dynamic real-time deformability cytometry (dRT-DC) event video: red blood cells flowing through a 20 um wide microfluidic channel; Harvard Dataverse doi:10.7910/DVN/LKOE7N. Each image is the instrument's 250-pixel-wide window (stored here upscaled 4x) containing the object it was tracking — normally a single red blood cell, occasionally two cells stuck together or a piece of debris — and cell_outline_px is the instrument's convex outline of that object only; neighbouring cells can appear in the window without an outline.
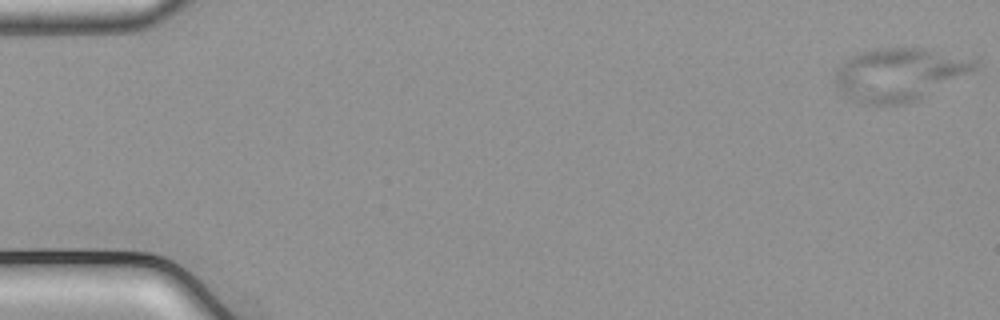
{"species": "common noctule bat (a hibernating species)", "species_latin": "Nyctalus noctula", "temperature_condition": "cold", "stored_images_in_passage": 54, "camera_frame_rate_fps": 3000, "um_per_image_px": 0.085, "animal": {"sex": "male", "body_mass_g": 21.5, "forearm_length_mm": 52.0}, "frame": {"image": 1, "passage_image": 1, "time_ms": 0.0, "image_size_px": [1000, 320], "cell_outline_px": [[980, 68], [916, 100], [904, 104], [868, 104], [852, 100], [836, 84], [836, 72], [844, 60], [856, 52], [876, 48], [924, 48], [976, 60]], "centroid_in_image_um": [76.44, 6.3], "position_along_channel_um": 8.6, "area_um2": 42.48}}
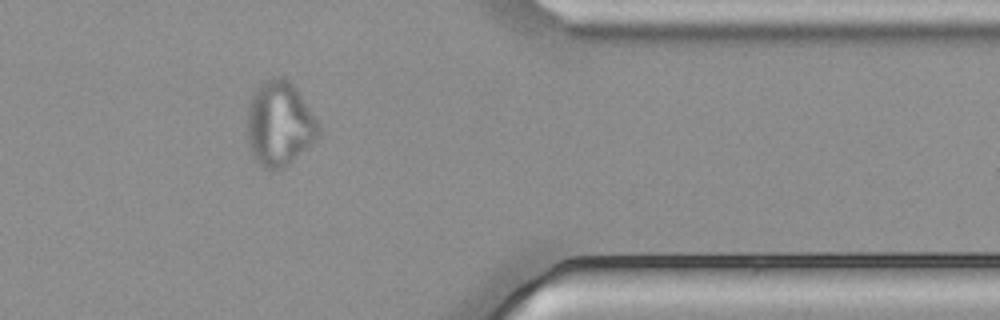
{"frame": {"image": 2, "passage_image": 44, "time_ms": 14.333, "image_size_px": [1000, 320], "cell_outline_px": [[320, 132], [316, 140], [280, 172], [272, 172], [264, 168], [252, 156], [248, 144], [248, 104], [256, 88], [260, 84], [272, 76], [280, 76], [288, 80], [296, 88], [316, 116], [320, 124]], "centroid_in_image_um": [23.77, 10.55], "position_along_channel_um": 387.6, "area_um2": 35.72}}
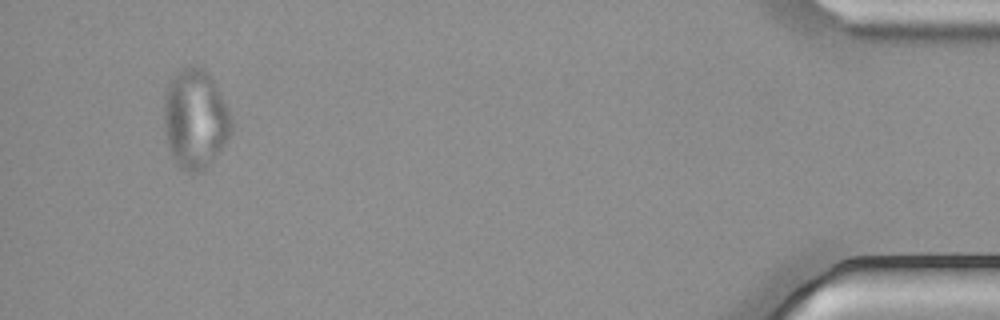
{"frame": {"image": 3, "passage_image": 51, "time_ms": 16.667, "image_size_px": [1000, 320], "cell_outline_px": [[232, 132], [220, 152], [200, 172], [188, 172], [180, 168], [176, 164], [172, 156], [164, 132], [164, 96], [168, 80], [180, 68], [188, 64], [196, 64], [204, 68], [208, 72], [232, 120]], "centroid_in_image_um": [16.55, 10.08], "position_along_channel_um": 418.6, "area_um2": 39.25}}